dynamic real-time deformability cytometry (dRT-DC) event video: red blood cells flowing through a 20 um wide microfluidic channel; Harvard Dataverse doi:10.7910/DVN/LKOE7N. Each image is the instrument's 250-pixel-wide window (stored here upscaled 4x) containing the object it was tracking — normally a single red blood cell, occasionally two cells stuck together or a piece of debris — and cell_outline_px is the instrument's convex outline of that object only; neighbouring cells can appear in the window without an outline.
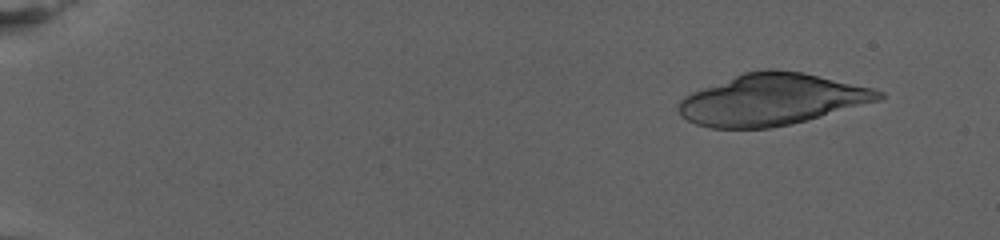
{"species": "human", "species_latin": "Homo sapiens", "temperature_condition": "warm", "stored_images_in_passage": 45, "camera_frame_rate_fps": 3000, "um_per_image_px": 0.085, "donor": {"sex": "female"}, "frame": {"image": 1, "passage_image": 7, "time_ms": 2.0, "image_size_px": [1000, 240], "cell_outline_px": [[884, 96], [880, 100], [820, 116], [788, 124], [768, 128], [712, 128], [696, 124], [680, 116], [676, 108], [676, 104], [684, 96], [692, 92], [744, 72], [768, 68], [776, 68], [804, 72], [872, 88], [884, 92]], "centroid_in_image_um": [65.57, 8.45], "position_along_channel_um": 19.4, "area_um2": 59.71}}